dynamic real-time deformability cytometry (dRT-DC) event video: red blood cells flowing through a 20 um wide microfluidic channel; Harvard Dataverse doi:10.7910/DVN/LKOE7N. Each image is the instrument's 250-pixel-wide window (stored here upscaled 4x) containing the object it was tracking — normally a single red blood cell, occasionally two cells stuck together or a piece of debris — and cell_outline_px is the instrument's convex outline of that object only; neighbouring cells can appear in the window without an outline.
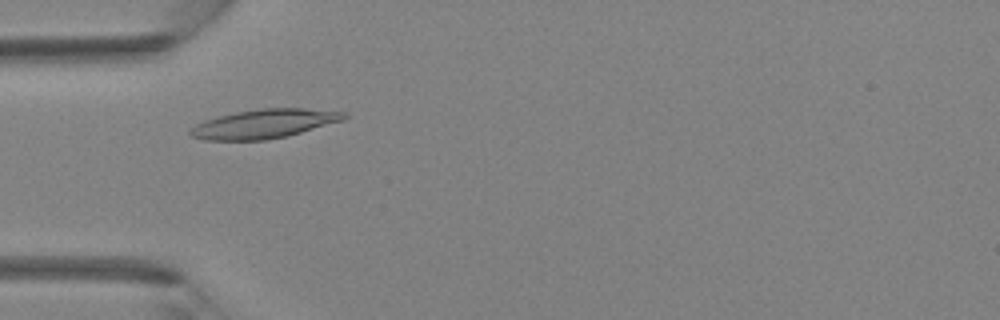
{"species": "Egyptian fruit bat (a non-hibernating species)", "species_latin": "Rousettus aegyptiacus", "temperature_condition": "room temperature", "stored_images_in_passage": 32, "camera_frame_rate_fps": 3000, "um_per_image_px": 0.085, "animal": {"sex": "female"}, "frame": {"image": 1, "passage_image": 3, "time_ms": 0.667, "image_size_px": [1000, 320], "cell_outline_px": [[348, 116], [344, 120], [300, 132], [284, 136], [264, 140], [204, 140], [192, 136], [188, 132], [196, 124], [204, 120], [236, 112], [260, 108], [304, 108], [344, 112]], "centroid_in_image_um": [22.44, 10.51], "position_along_channel_um": 62.6, "area_um2": 25.66}}
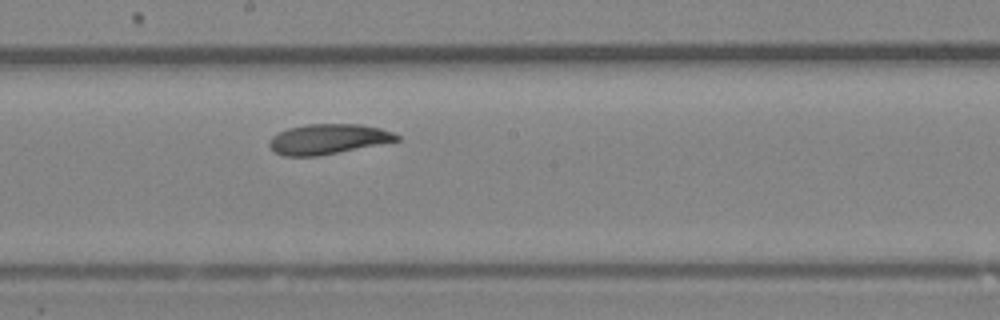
{"frame": {"image": 2, "passage_image": 13, "time_ms": 4.0, "image_size_px": [1000, 320], "cell_outline_px": [[400, 140], [316, 156], [284, 156], [276, 152], [268, 144], [268, 140], [272, 136], [288, 128], [308, 124], [360, 124], [380, 128], [392, 132], [400, 136]], "centroid_in_image_um": [27.87, 11.81], "position_along_channel_um": 220.3, "area_um2": 22.08}}
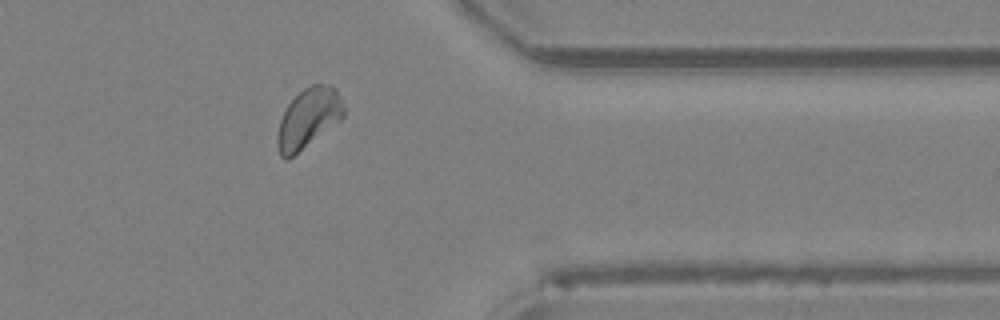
{"frame": {"image": 3, "passage_image": 24, "time_ms": 7.667, "image_size_px": [1000, 320], "cell_outline_px": [[344, 116], [340, 120], [288, 160], [284, 160], [280, 156], [276, 144], [276, 136], [280, 120], [288, 104], [308, 84], [332, 84], [344, 104]], "centroid_in_image_um": [26.19, 10.05], "position_along_channel_um": 385.2, "area_um2": 23.06}}